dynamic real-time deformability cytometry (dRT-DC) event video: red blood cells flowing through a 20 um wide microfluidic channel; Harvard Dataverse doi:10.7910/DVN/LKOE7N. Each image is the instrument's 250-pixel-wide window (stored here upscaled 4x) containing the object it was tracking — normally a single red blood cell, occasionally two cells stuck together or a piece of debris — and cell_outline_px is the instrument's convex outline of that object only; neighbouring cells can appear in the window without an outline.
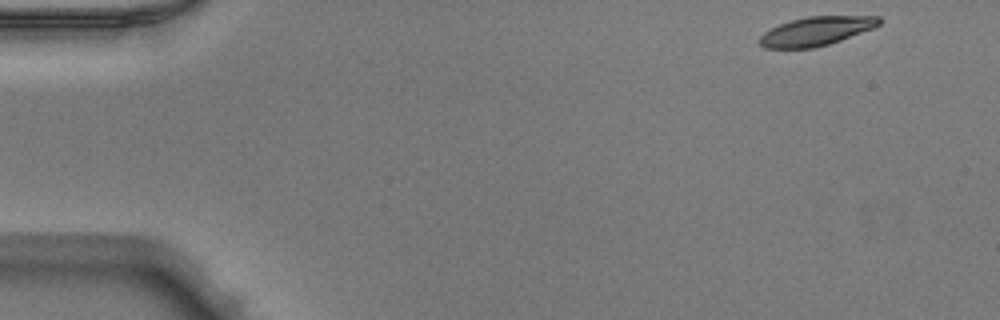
{"species": "Egyptian fruit bat (a non-hibernating species)", "species_latin": "Rousettus aegyptiacus", "temperature_condition": "warm", "stored_images_in_passage": 48, "camera_frame_rate_fps": 3000, "um_per_image_px": 0.085, "animal": {"sex": "male"}, "frame": {"image": 1, "passage_image": 1, "time_ms": 0.0, "image_size_px": [1000, 320], "cell_outline_px": [[880, 24], [872, 28], [840, 40], [828, 44], [812, 48], [764, 48], [760, 44], [760, 36], [764, 32], [780, 24], [792, 20], [808, 16], [880, 16]], "centroid_in_image_um": [69.36, 2.64], "position_along_channel_um": 15.6, "area_um2": 19.77}}
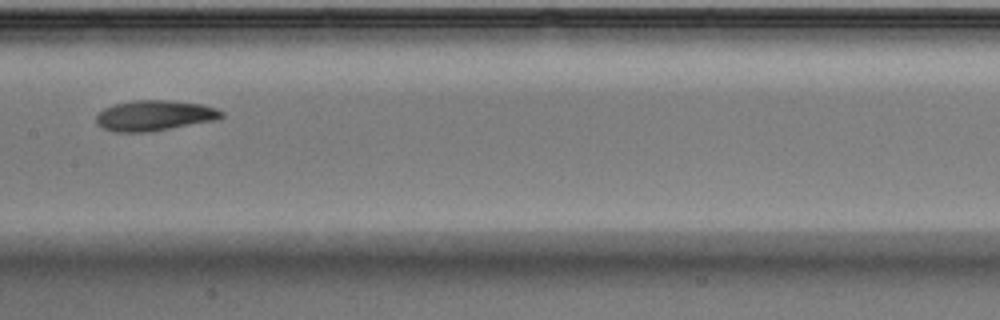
{"frame": {"image": 2, "passage_image": 23, "time_ms": 7.333, "image_size_px": [1000, 320], "cell_outline_px": [[224, 116], [216, 120], [148, 132], [112, 132], [96, 124], [96, 116], [104, 108], [116, 104], [132, 100], [172, 100], [200, 104], [216, 108], [224, 112]], "centroid_in_image_um": [13.13, 9.82], "position_along_channel_um": 194.3, "area_um2": 22.25}}
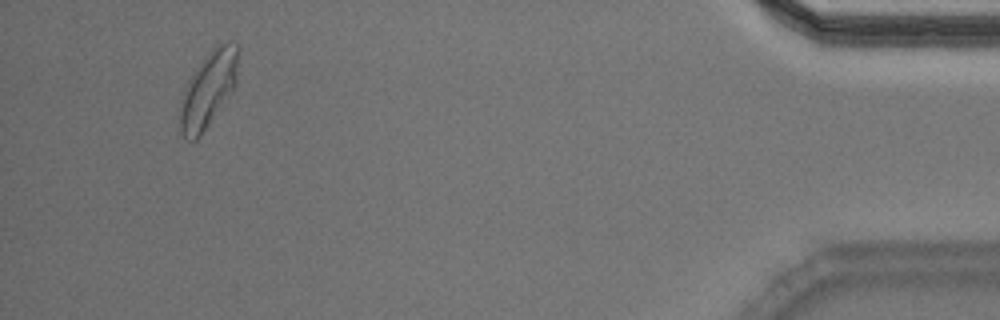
{"frame": {"image": 3, "passage_image": 45, "time_ms": 14.667, "image_size_px": [1000, 320], "cell_outline_px": [[240, 48], [236, 84], [232, 92], [200, 136], [196, 140], [188, 140], [180, 132], [176, 116], [180, 100], [188, 80], [212, 48], [220, 44], [236, 44]], "centroid_in_image_um": [17.67, 7.65], "position_along_channel_um": 417.5, "area_um2": 25.84}, "authors_computed_cell_mechanics": {"area_um2": 21.8484, "velocity_mm_per_s": 3.9746, "shape_relaxation_time_tau1_ms": 3.8591, "shape_relaxation_time_tau2_ms": 3.8509, "deformation_change_tau1": 0.1698, "deformation_change_tau2": 0.1035}}